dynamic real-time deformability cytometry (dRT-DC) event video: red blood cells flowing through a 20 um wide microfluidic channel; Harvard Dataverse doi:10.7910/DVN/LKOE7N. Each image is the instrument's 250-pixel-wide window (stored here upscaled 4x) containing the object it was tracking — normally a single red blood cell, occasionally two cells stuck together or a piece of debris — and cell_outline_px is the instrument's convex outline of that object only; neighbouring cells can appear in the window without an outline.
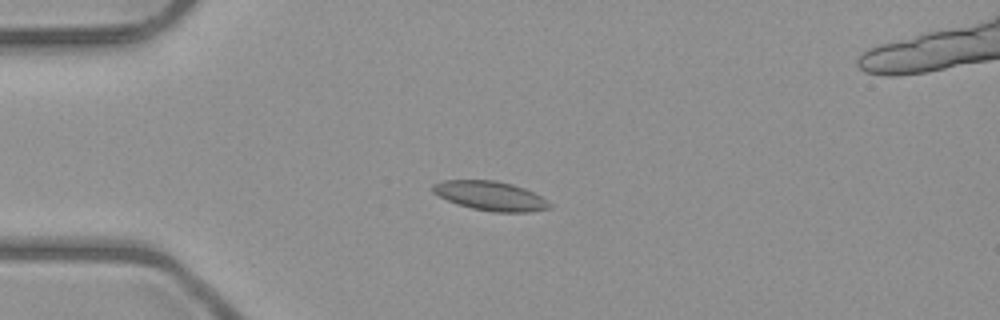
{"species": "common noctule bat (a hibernating species)", "species_latin": "Nyctalus noctula", "temperature_condition": "room temperature", "stored_images_in_passage": 6, "camera_frame_rate_fps": 3000, "um_per_image_px": 0.085, "animal": {"sex": "male", "body_mass_g": 23.1, "forearm_length_mm": 52.7}, "frame": {"image": 1, "passage_image": 4, "time_ms": 3.667, "image_size_px": [1000, 320], "cell_outline_px": [[552, 208], [532, 212], [492, 212], [472, 208], [456, 204], [432, 192], [432, 184], [440, 180], [496, 180], [512, 184], [524, 188], [548, 200], [552, 204]], "centroid_in_image_um": [41.7, 16.65], "position_along_channel_um": 43.3, "area_um2": 20.11}}
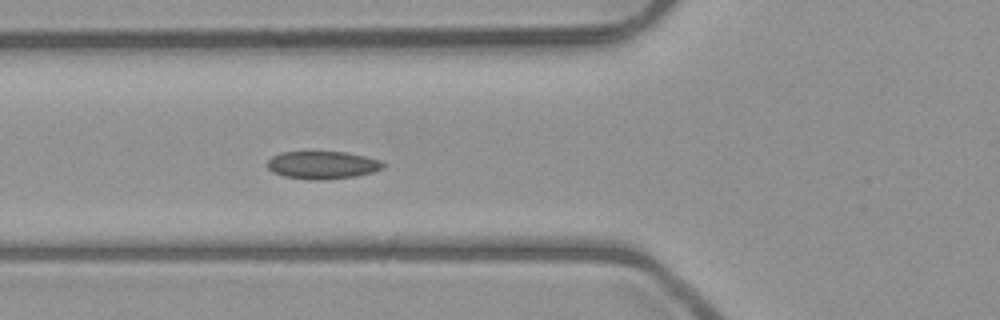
{"frame": {"image": 2, "passage_image": 6, "time_ms": 5.667, "image_size_px": [1000, 320], "cell_outline_px": [[388, 164], [384, 168], [372, 172], [356, 176], [320, 180], [308, 180], [284, 176], [272, 172], [268, 168], [268, 160], [272, 156], [280, 152], [348, 152], [380, 160]], "centroid_in_image_um": [27.43, 14.03], "position_along_channel_um": 98.4, "area_um2": 18.84}}